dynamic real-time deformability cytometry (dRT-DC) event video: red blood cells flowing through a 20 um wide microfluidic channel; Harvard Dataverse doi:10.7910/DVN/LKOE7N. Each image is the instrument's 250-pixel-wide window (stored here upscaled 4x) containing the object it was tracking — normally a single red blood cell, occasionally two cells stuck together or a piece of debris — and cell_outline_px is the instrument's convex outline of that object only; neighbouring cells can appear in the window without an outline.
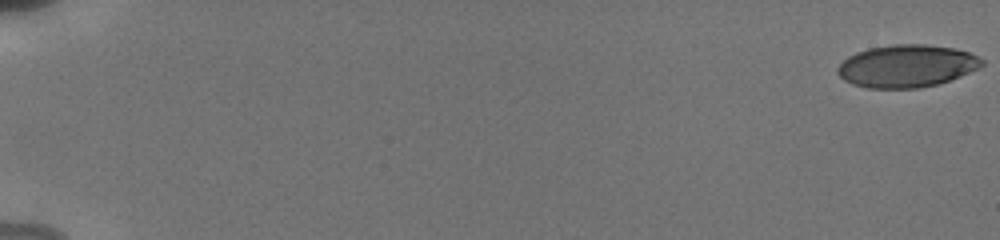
{"species": "human", "species_latin": "Homo sapiens", "temperature_condition": "cold", "stored_images_in_passage": 28, "camera_frame_rate_fps": 3000, "um_per_image_px": 0.085, "donor": {"sex": "male"}, "frame": {"image": 1, "passage_image": 1, "time_ms": 0.0, "image_size_px": [1000, 240], "cell_outline_px": [[984, 64], [980, 68], [960, 76], [936, 84], [920, 88], [868, 88], [852, 84], [844, 80], [836, 72], [836, 68], [848, 56], [856, 52], [868, 48], [892, 44], [924, 44], [956, 48], [968, 52], [984, 60]], "centroid_in_image_um": [77.06, 5.6], "position_along_channel_um": 7.9, "area_um2": 35.84}}
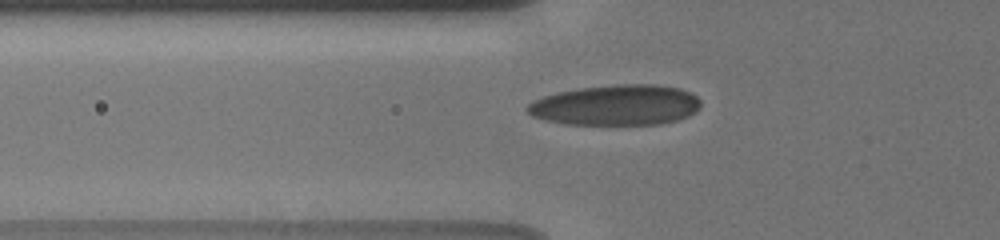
{"frame": {"image": 2, "passage_image": 22, "time_ms": 7.0, "image_size_px": [1000, 240], "cell_outline_px": [[700, 108], [696, 112], [688, 116], [676, 120], [660, 124], [564, 124], [544, 120], [532, 116], [524, 108], [532, 100], [556, 92], [580, 88], [616, 84], [652, 84], [680, 88], [692, 92], [700, 100]], "centroid_in_image_um": [52.35, 8.93], "position_along_channel_um": 73.4, "area_um2": 41.21}}
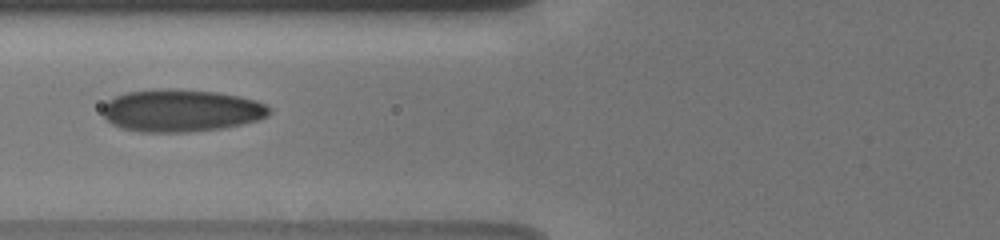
{"frame": {"image": 3, "passage_image": 27, "time_ms": 8.0, "image_size_px": [1000, 240], "cell_outline_px": [[272, 112], [268, 116], [256, 120], [224, 128], [184, 132], [140, 132], [120, 128], [112, 124], [100, 112], [100, 108], [108, 100], [116, 96], [128, 92], [168, 88], [176, 88], [220, 92], [240, 96], [256, 100], [272, 108]], "centroid_in_image_um": [15.39, 9.39], "position_along_channel_um": 110.4, "area_um2": 41.56}}